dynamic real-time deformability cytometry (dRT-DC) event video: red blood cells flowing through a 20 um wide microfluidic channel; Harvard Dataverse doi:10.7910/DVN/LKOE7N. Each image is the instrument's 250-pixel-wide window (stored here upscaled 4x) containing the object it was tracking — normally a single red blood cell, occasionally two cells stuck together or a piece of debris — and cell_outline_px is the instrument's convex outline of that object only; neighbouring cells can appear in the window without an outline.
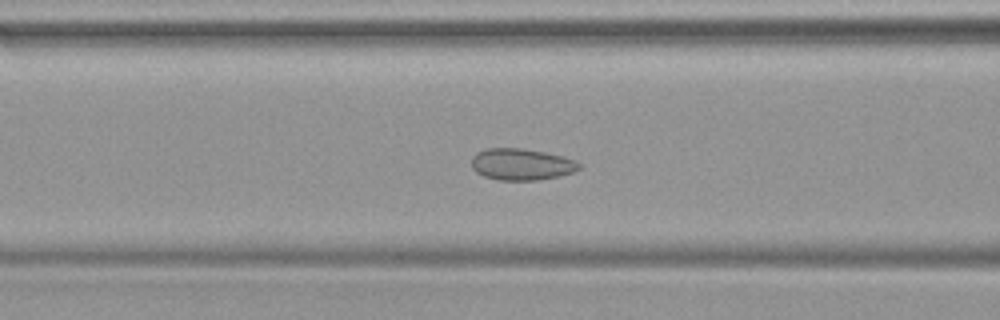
{"species": "common noctule bat (a hibernating species)", "species_latin": "Nyctalus noctula", "temperature_condition": "warm", "stored_images_in_passage": 49, "camera_frame_rate_fps": 3000, "um_per_image_px": 0.085, "animal": {"sex": "female", "body_mass_g": 19.9}, "frame": {"image": 1, "passage_image": 20, "time_ms": 6.333, "image_size_px": [1000, 320], "cell_outline_px": [[580, 168], [572, 172], [560, 176], [536, 180], [500, 180], [484, 176], [476, 172], [472, 168], [472, 156], [476, 152], [488, 148], [520, 148], [544, 152], [564, 156], [576, 160], [580, 164]], "centroid_in_image_um": [44.32, 13.96], "position_along_channel_um": 122.3, "area_um2": 19.83}}
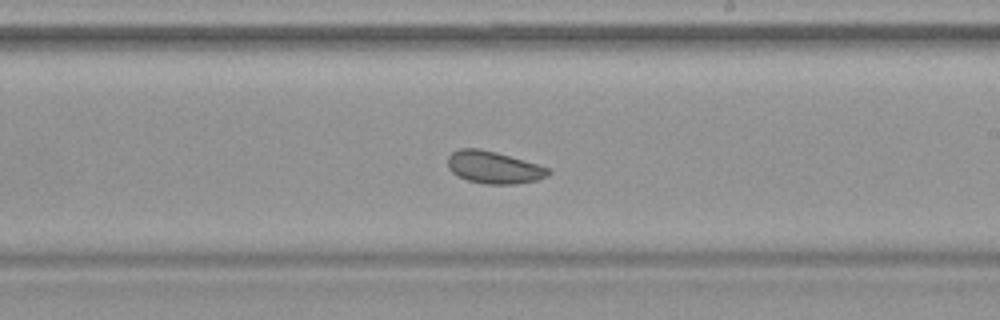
{"frame": {"image": 2, "passage_image": 29, "time_ms": 9.333, "image_size_px": [1000, 320], "cell_outline_px": [[552, 172], [548, 176], [536, 180], [516, 184], [484, 184], [468, 180], [456, 176], [448, 168], [448, 156], [452, 152], [460, 148], [480, 148], [496, 152], [536, 164], [548, 168]], "centroid_in_image_um": [41.94, 14.23], "position_along_channel_um": 247.1, "area_um2": 18.9}}
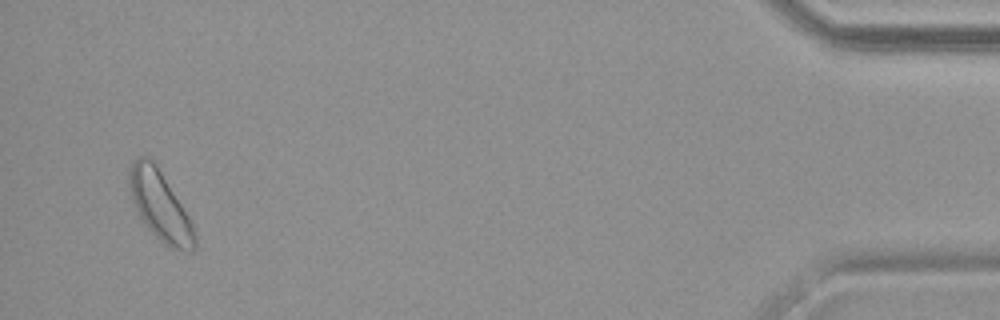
{"frame": {"image": 3, "passage_image": 47, "time_ms": 15.333, "image_size_px": [1000, 320], "cell_outline_px": [[196, 248], [192, 252], [188, 252], [168, 248], [140, 220], [132, 200], [128, 188], [128, 164], [132, 160], [140, 156], [144, 156], [152, 160], [156, 164], [188, 216], [192, 224], [196, 236]], "centroid_in_image_um": [13.56, 17.5], "position_along_channel_um": 421.6, "area_um2": 26.65}}